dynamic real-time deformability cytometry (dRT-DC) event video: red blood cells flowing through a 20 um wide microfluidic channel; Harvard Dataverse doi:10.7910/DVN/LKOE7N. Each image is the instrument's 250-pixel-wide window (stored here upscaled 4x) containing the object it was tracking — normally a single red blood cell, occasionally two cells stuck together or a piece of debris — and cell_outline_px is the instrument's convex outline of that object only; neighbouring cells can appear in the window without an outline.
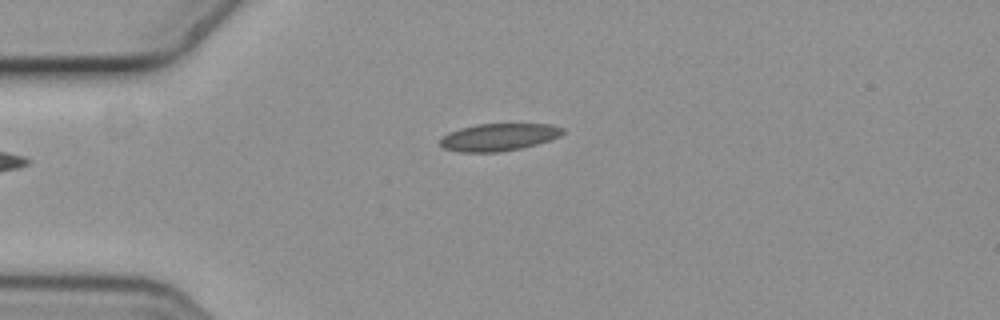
{"species": "common noctule bat (a hibernating species)", "species_latin": "Nyctalus noctula", "temperature_condition": "cold", "stored_images_in_passage": 2, "camera_frame_rate_fps": 3000, "um_per_image_px": 0.085, "animal": {"sex": "female", "body_mass_g": 19.3, "forearm_length_mm": 54.1}, "frame": {"image": 1, "passage_image": 1, "time_ms": 0.0, "image_size_px": [1000, 320], "cell_outline_px": [[564, 132], [560, 136], [552, 140], [520, 148], [500, 152], [460, 152], [440, 148], [440, 140], [448, 132], [460, 128], [476, 124], [552, 124], [564, 128]], "centroid_in_image_um": [42.39, 11.66], "position_along_channel_um": 42.6, "area_um2": 19.71}}